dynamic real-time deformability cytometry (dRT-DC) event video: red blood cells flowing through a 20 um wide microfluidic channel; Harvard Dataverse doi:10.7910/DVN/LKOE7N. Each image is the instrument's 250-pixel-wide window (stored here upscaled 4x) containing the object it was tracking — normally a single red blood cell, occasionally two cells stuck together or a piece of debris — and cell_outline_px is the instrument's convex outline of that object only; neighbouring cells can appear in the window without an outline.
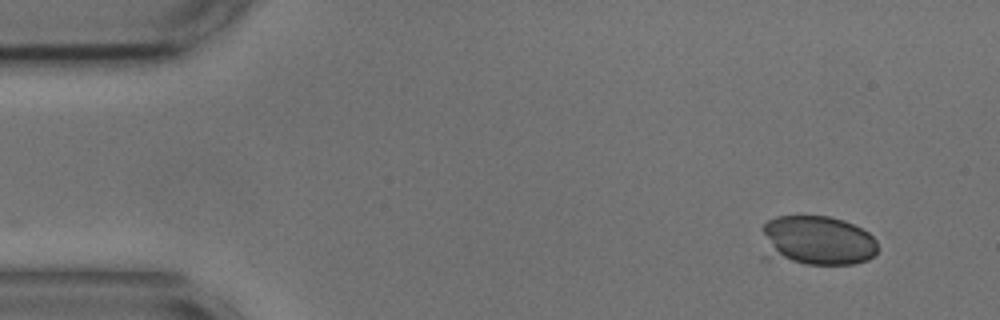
{"species": "common noctule bat (a hibernating species)", "species_latin": "Nyctalus noctula", "temperature_condition": "cold", "stored_images_in_passage": 11, "camera_frame_rate_fps": 3000, "um_per_image_px": 0.085, "animal": {"sex": "male", "body_mass_g": 17.9, "forearm_length_mm": 54.2}, "frame": {"image": 1, "passage_image": 1, "time_ms": 0.0, "image_size_px": [1000, 320], "cell_outline_px": [[876, 256], [868, 260], [852, 264], [804, 264], [760, 260], [760, 256], [764, 224], [768, 220], [776, 216], [828, 216], [844, 220], [868, 232], [876, 240]], "centroid_in_image_um": [69.32, 20.5], "position_along_channel_um": 15.7, "area_um2": 34.91}}